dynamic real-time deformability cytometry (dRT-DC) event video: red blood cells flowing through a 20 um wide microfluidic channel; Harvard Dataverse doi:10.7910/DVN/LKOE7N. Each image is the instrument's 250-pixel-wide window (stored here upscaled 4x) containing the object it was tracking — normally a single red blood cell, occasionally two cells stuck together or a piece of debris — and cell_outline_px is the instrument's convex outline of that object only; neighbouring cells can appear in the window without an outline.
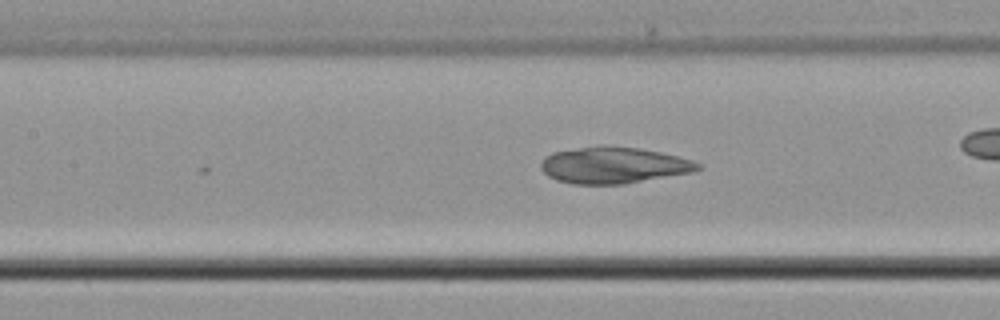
{"species": "common noctule bat (a hibernating species)", "species_latin": "Nyctalus noctula", "temperature_condition": "cold", "stored_images_in_passage": 7, "camera_frame_rate_fps": 3000, "um_per_image_px": 0.085, "animal": {"sex": "male", "body_mass_g": 21.5, "forearm_length_mm": 52.0}, "frame": {"image": 1, "passage_image": 7, "time_ms": 2.0, "image_size_px": [1000, 320], "cell_outline_px": [[700, 168], [692, 172], [624, 184], [572, 184], [556, 180], [548, 176], [540, 168], [540, 164], [544, 156], [552, 152], [580, 148], [640, 148], [660, 152], [692, 160], [700, 164]], "centroid_in_image_um": [52.12, 14.08], "position_along_channel_um": 155.3, "area_um2": 32.54}}